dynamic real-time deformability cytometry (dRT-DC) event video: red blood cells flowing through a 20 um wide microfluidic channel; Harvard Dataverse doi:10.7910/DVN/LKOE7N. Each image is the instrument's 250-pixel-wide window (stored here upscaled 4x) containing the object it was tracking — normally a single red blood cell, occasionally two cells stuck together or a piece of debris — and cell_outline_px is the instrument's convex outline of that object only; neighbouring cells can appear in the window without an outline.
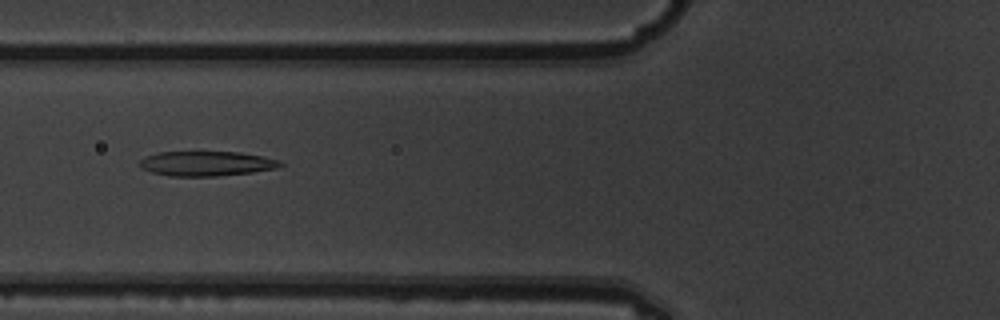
{"species": "common noctule bat (a hibernating species)", "species_latin": "Nyctalus noctula", "temperature_condition": "warm", "stored_images_in_passage": 5, "camera_frame_rate_fps": 3000, "um_per_image_px": 0.085, "animal": {"sex": "male", "body_mass_g": 19.5, "forearm_length_mm": 54.6}, "frame": {"image": 1, "passage_image": 5, "time_ms": 1.333, "image_size_px": [1000, 320], "cell_outline_px": [[284, 164], [276, 168], [252, 172], [216, 176], [168, 176], [152, 172], [140, 168], [136, 164], [140, 160], [156, 152], [240, 152], [280, 160]], "centroid_in_image_um": [17.5, 13.9], "position_along_channel_um": 108.3, "area_um2": 20.29}}